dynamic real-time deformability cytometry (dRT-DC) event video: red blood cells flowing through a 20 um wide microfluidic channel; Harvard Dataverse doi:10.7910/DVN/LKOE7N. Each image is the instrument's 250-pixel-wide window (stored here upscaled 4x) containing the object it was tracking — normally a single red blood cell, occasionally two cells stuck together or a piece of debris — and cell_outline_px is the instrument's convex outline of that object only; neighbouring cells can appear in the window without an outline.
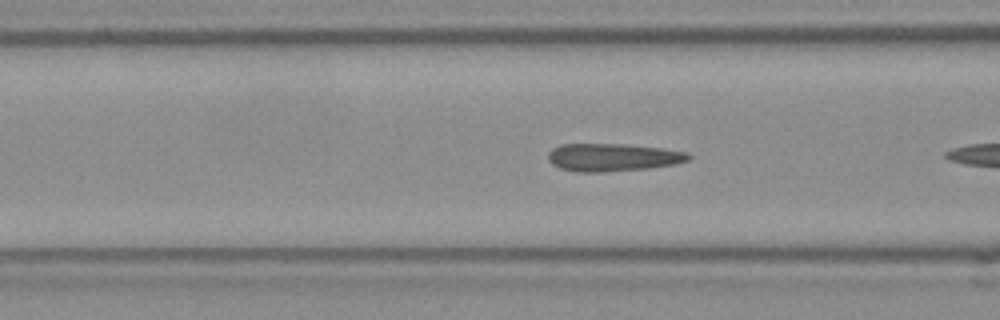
{"species": "Egyptian fruit bat (a non-hibernating species)", "species_latin": "Rousettus aegyptiacus", "temperature_condition": "room temperature", "stored_images_in_passage": 5, "camera_frame_rate_fps": 3000, "um_per_image_px": 0.085, "frame": {"image": 1, "passage_image": 4, "time_ms": 1.0, "image_size_px": [1000, 320], "cell_outline_px": [[692, 156], [688, 160], [676, 164], [648, 168], [600, 172], [576, 172], [560, 168], [552, 164], [548, 160], [548, 152], [552, 148], [560, 144], [620, 144], [660, 148], [688, 152]], "centroid_in_image_um": [52.06, 13.37], "position_along_channel_um": 114.5, "area_um2": 22.72}}